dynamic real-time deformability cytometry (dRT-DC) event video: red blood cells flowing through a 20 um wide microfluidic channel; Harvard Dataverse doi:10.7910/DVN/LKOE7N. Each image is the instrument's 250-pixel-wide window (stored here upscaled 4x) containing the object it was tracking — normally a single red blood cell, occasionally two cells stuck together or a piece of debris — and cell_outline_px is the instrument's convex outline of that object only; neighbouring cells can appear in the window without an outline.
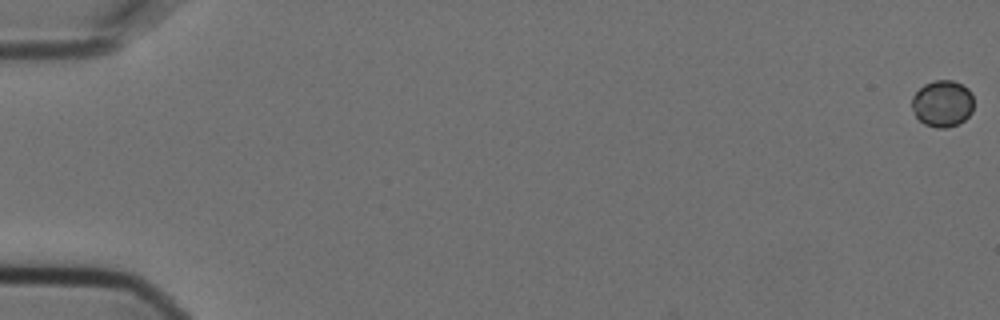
{"species": "Egyptian fruit bat (a non-hibernating species)", "species_latin": "Rousettus aegyptiacus", "temperature_condition": "cold", "stored_images_in_passage": 58, "camera_frame_rate_fps": 3000, "um_per_image_px": 0.085, "animal": {"sex": "female"}, "frame": {"image": 1, "passage_image": 1, "time_ms": 0.0, "image_size_px": [1000, 320], "cell_outline_px": [[972, 112], [964, 120], [956, 124], [944, 128], [936, 128], [924, 124], [916, 116], [912, 108], [912, 96], [924, 84], [936, 80], [952, 80], [968, 88], [972, 92]], "centroid_in_image_um": [80.1, 8.8], "position_along_channel_um": 4.9, "area_um2": 16.7}}
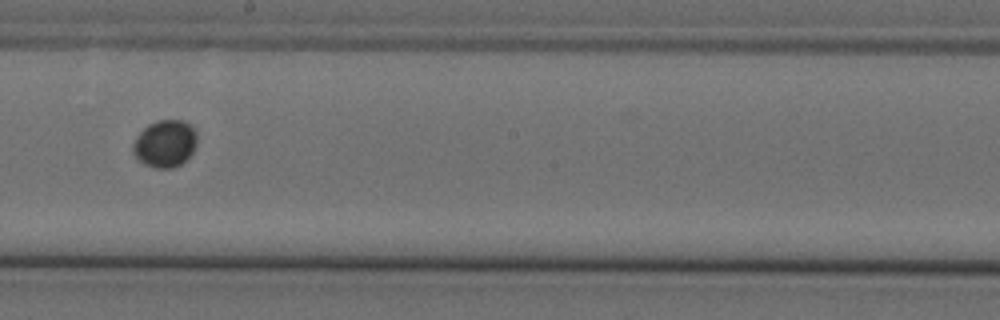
{"frame": {"image": 2, "passage_image": 34, "time_ms": 11.0, "image_size_px": [1000, 320], "cell_outline_px": [[196, 144], [192, 152], [180, 164], [172, 168], [152, 168], [144, 164], [132, 152], [132, 144], [136, 136], [148, 124], [156, 120], [184, 120], [196, 132]], "centroid_in_image_um": [13.99, 12.2], "position_along_channel_um": 234.2, "area_um2": 17.57}}
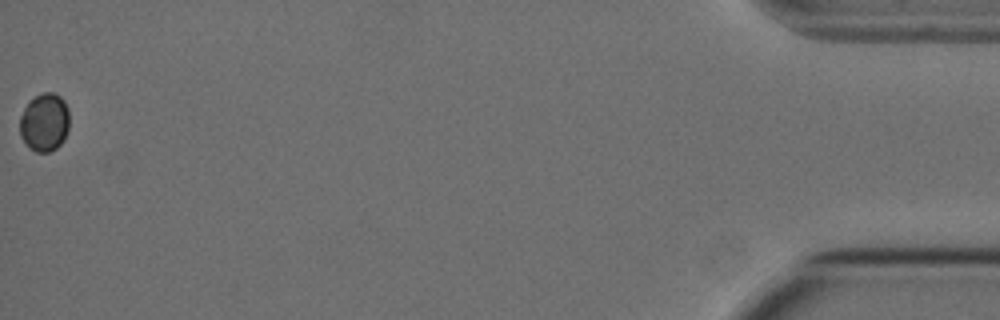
{"frame": {"image": 3, "passage_image": 58, "time_ms": 19.0, "image_size_px": [1000, 320], "cell_outline_px": [[68, 128], [64, 140], [56, 148], [48, 152], [36, 152], [20, 136], [20, 116], [28, 100], [44, 92], [56, 92], [64, 100], [68, 108]], "centroid_in_image_um": [3.79, 10.36], "position_along_channel_um": 431.4, "area_um2": 16.82}}